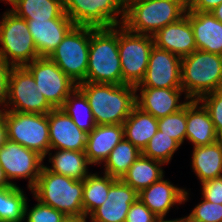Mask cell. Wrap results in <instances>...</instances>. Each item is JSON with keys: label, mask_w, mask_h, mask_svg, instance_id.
<instances>
[{"label": "cell", "mask_w": 222, "mask_h": 222, "mask_svg": "<svg viewBox=\"0 0 222 222\" xmlns=\"http://www.w3.org/2000/svg\"><path fill=\"white\" fill-rule=\"evenodd\" d=\"M43 161L44 157L38 152L19 143L7 140L0 148V165L10 183L17 186L14 179H28L27 188L30 191L39 178Z\"/></svg>", "instance_id": "cell-13"}, {"label": "cell", "mask_w": 222, "mask_h": 222, "mask_svg": "<svg viewBox=\"0 0 222 222\" xmlns=\"http://www.w3.org/2000/svg\"><path fill=\"white\" fill-rule=\"evenodd\" d=\"M10 66L0 58V108L4 110L7 100V87Z\"/></svg>", "instance_id": "cell-40"}, {"label": "cell", "mask_w": 222, "mask_h": 222, "mask_svg": "<svg viewBox=\"0 0 222 222\" xmlns=\"http://www.w3.org/2000/svg\"><path fill=\"white\" fill-rule=\"evenodd\" d=\"M181 57L153 46L143 80L135 87L182 88Z\"/></svg>", "instance_id": "cell-14"}, {"label": "cell", "mask_w": 222, "mask_h": 222, "mask_svg": "<svg viewBox=\"0 0 222 222\" xmlns=\"http://www.w3.org/2000/svg\"><path fill=\"white\" fill-rule=\"evenodd\" d=\"M198 101L208 111L217 136L222 140V88L201 96Z\"/></svg>", "instance_id": "cell-35"}, {"label": "cell", "mask_w": 222, "mask_h": 222, "mask_svg": "<svg viewBox=\"0 0 222 222\" xmlns=\"http://www.w3.org/2000/svg\"><path fill=\"white\" fill-rule=\"evenodd\" d=\"M31 73L23 67H11L8 76L4 110L20 113L48 114L54 108L41 92H37Z\"/></svg>", "instance_id": "cell-11"}, {"label": "cell", "mask_w": 222, "mask_h": 222, "mask_svg": "<svg viewBox=\"0 0 222 222\" xmlns=\"http://www.w3.org/2000/svg\"><path fill=\"white\" fill-rule=\"evenodd\" d=\"M124 138L123 125H96L87 134L85 154L91 165H101L113 148Z\"/></svg>", "instance_id": "cell-23"}, {"label": "cell", "mask_w": 222, "mask_h": 222, "mask_svg": "<svg viewBox=\"0 0 222 222\" xmlns=\"http://www.w3.org/2000/svg\"><path fill=\"white\" fill-rule=\"evenodd\" d=\"M138 199V192L117 179L109 189L106 201L90 215V222H125L131 205Z\"/></svg>", "instance_id": "cell-17"}, {"label": "cell", "mask_w": 222, "mask_h": 222, "mask_svg": "<svg viewBox=\"0 0 222 222\" xmlns=\"http://www.w3.org/2000/svg\"><path fill=\"white\" fill-rule=\"evenodd\" d=\"M77 87L85 94L96 125H122L135 101V86L81 82Z\"/></svg>", "instance_id": "cell-1"}, {"label": "cell", "mask_w": 222, "mask_h": 222, "mask_svg": "<svg viewBox=\"0 0 222 222\" xmlns=\"http://www.w3.org/2000/svg\"><path fill=\"white\" fill-rule=\"evenodd\" d=\"M192 170L200 184L222 176V140L213 144L193 147Z\"/></svg>", "instance_id": "cell-24"}, {"label": "cell", "mask_w": 222, "mask_h": 222, "mask_svg": "<svg viewBox=\"0 0 222 222\" xmlns=\"http://www.w3.org/2000/svg\"><path fill=\"white\" fill-rule=\"evenodd\" d=\"M158 217L137 199L130 207L125 222H154Z\"/></svg>", "instance_id": "cell-38"}, {"label": "cell", "mask_w": 222, "mask_h": 222, "mask_svg": "<svg viewBox=\"0 0 222 222\" xmlns=\"http://www.w3.org/2000/svg\"><path fill=\"white\" fill-rule=\"evenodd\" d=\"M202 200L195 205L189 216L196 222H222V204Z\"/></svg>", "instance_id": "cell-37"}, {"label": "cell", "mask_w": 222, "mask_h": 222, "mask_svg": "<svg viewBox=\"0 0 222 222\" xmlns=\"http://www.w3.org/2000/svg\"><path fill=\"white\" fill-rule=\"evenodd\" d=\"M186 140L193 147L205 146L219 140L208 111L198 100L186 104Z\"/></svg>", "instance_id": "cell-21"}, {"label": "cell", "mask_w": 222, "mask_h": 222, "mask_svg": "<svg viewBox=\"0 0 222 222\" xmlns=\"http://www.w3.org/2000/svg\"><path fill=\"white\" fill-rule=\"evenodd\" d=\"M142 154L131 142L123 138L110 152L103 163L104 173L112 178L122 179L130 166Z\"/></svg>", "instance_id": "cell-30"}, {"label": "cell", "mask_w": 222, "mask_h": 222, "mask_svg": "<svg viewBox=\"0 0 222 222\" xmlns=\"http://www.w3.org/2000/svg\"><path fill=\"white\" fill-rule=\"evenodd\" d=\"M154 222H171V220H165V218H158Z\"/></svg>", "instance_id": "cell-47"}, {"label": "cell", "mask_w": 222, "mask_h": 222, "mask_svg": "<svg viewBox=\"0 0 222 222\" xmlns=\"http://www.w3.org/2000/svg\"><path fill=\"white\" fill-rule=\"evenodd\" d=\"M164 165L161 161L141 154L121 180L139 193L165 176Z\"/></svg>", "instance_id": "cell-28"}, {"label": "cell", "mask_w": 222, "mask_h": 222, "mask_svg": "<svg viewBox=\"0 0 222 222\" xmlns=\"http://www.w3.org/2000/svg\"><path fill=\"white\" fill-rule=\"evenodd\" d=\"M61 109L85 133H90L96 127L88 100L78 87L66 98Z\"/></svg>", "instance_id": "cell-31"}, {"label": "cell", "mask_w": 222, "mask_h": 222, "mask_svg": "<svg viewBox=\"0 0 222 222\" xmlns=\"http://www.w3.org/2000/svg\"><path fill=\"white\" fill-rule=\"evenodd\" d=\"M26 21L40 57H49L74 26L70 18Z\"/></svg>", "instance_id": "cell-20"}, {"label": "cell", "mask_w": 222, "mask_h": 222, "mask_svg": "<svg viewBox=\"0 0 222 222\" xmlns=\"http://www.w3.org/2000/svg\"><path fill=\"white\" fill-rule=\"evenodd\" d=\"M37 204L29 208L28 201L25 206V222H62L65 215L57 209L43 204L37 200Z\"/></svg>", "instance_id": "cell-36"}, {"label": "cell", "mask_w": 222, "mask_h": 222, "mask_svg": "<svg viewBox=\"0 0 222 222\" xmlns=\"http://www.w3.org/2000/svg\"><path fill=\"white\" fill-rule=\"evenodd\" d=\"M181 87L184 100H198L201 96L222 88V55L195 50L181 59Z\"/></svg>", "instance_id": "cell-4"}, {"label": "cell", "mask_w": 222, "mask_h": 222, "mask_svg": "<svg viewBox=\"0 0 222 222\" xmlns=\"http://www.w3.org/2000/svg\"><path fill=\"white\" fill-rule=\"evenodd\" d=\"M48 152L49 163L51 166L44 167L57 174L64 175L76 180H84L90 173L88 166L91 164L88 162L85 151H71V150H56Z\"/></svg>", "instance_id": "cell-26"}, {"label": "cell", "mask_w": 222, "mask_h": 222, "mask_svg": "<svg viewBox=\"0 0 222 222\" xmlns=\"http://www.w3.org/2000/svg\"><path fill=\"white\" fill-rule=\"evenodd\" d=\"M7 127L5 122V110L0 109V148L7 141Z\"/></svg>", "instance_id": "cell-42"}, {"label": "cell", "mask_w": 222, "mask_h": 222, "mask_svg": "<svg viewBox=\"0 0 222 222\" xmlns=\"http://www.w3.org/2000/svg\"><path fill=\"white\" fill-rule=\"evenodd\" d=\"M153 39L156 47L167 50L181 58L197 50L189 21V10L180 20L158 30L153 35Z\"/></svg>", "instance_id": "cell-19"}, {"label": "cell", "mask_w": 222, "mask_h": 222, "mask_svg": "<svg viewBox=\"0 0 222 222\" xmlns=\"http://www.w3.org/2000/svg\"><path fill=\"white\" fill-rule=\"evenodd\" d=\"M24 67L33 76L37 92H41L54 109L61 108L77 88V84L48 57H39Z\"/></svg>", "instance_id": "cell-12"}, {"label": "cell", "mask_w": 222, "mask_h": 222, "mask_svg": "<svg viewBox=\"0 0 222 222\" xmlns=\"http://www.w3.org/2000/svg\"><path fill=\"white\" fill-rule=\"evenodd\" d=\"M189 11L211 12L222 0H187Z\"/></svg>", "instance_id": "cell-41"}, {"label": "cell", "mask_w": 222, "mask_h": 222, "mask_svg": "<svg viewBox=\"0 0 222 222\" xmlns=\"http://www.w3.org/2000/svg\"><path fill=\"white\" fill-rule=\"evenodd\" d=\"M31 193L35 199L57 209L65 216L84 213L83 180L50 172L43 166Z\"/></svg>", "instance_id": "cell-5"}, {"label": "cell", "mask_w": 222, "mask_h": 222, "mask_svg": "<svg viewBox=\"0 0 222 222\" xmlns=\"http://www.w3.org/2000/svg\"><path fill=\"white\" fill-rule=\"evenodd\" d=\"M122 125L124 128V138L141 152L158 131V119L136 105Z\"/></svg>", "instance_id": "cell-25"}, {"label": "cell", "mask_w": 222, "mask_h": 222, "mask_svg": "<svg viewBox=\"0 0 222 222\" xmlns=\"http://www.w3.org/2000/svg\"><path fill=\"white\" fill-rule=\"evenodd\" d=\"M7 139L38 152L44 160L50 152L48 114L5 110Z\"/></svg>", "instance_id": "cell-10"}, {"label": "cell", "mask_w": 222, "mask_h": 222, "mask_svg": "<svg viewBox=\"0 0 222 222\" xmlns=\"http://www.w3.org/2000/svg\"><path fill=\"white\" fill-rule=\"evenodd\" d=\"M90 27L74 25L48 57L76 84L86 79Z\"/></svg>", "instance_id": "cell-7"}, {"label": "cell", "mask_w": 222, "mask_h": 222, "mask_svg": "<svg viewBox=\"0 0 222 222\" xmlns=\"http://www.w3.org/2000/svg\"><path fill=\"white\" fill-rule=\"evenodd\" d=\"M117 179L108 174L91 173L83 180L82 204L84 214L90 215L96 208L101 206L107 199L110 186Z\"/></svg>", "instance_id": "cell-29"}, {"label": "cell", "mask_w": 222, "mask_h": 222, "mask_svg": "<svg viewBox=\"0 0 222 222\" xmlns=\"http://www.w3.org/2000/svg\"><path fill=\"white\" fill-rule=\"evenodd\" d=\"M201 187L203 199L222 204V176L201 183Z\"/></svg>", "instance_id": "cell-39"}, {"label": "cell", "mask_w": 222, "mask_h": 222, "mask_svg": "<svg viewBox=\"0 0 222 222\" xmlns=\"http://www.w3.org/2000/svg\"><path fill=\"white\" fill-rule=\"evenodd\" d=\"M135 92L136 106L156 119L178 112L189 101L182 102V88L135 87Z\"/></svg>", "instance_id": "cell-16"}, {"label": "cell", "mask_w": 222, "mask_h": 222, "mask_svg": "<svg viewBox=\"0 0 222 222\" xmlns=\"http://www.w3.org/2000/svg\"><path fill=\"white\" fill-rule=\"evenodd\" d=\"M50 151H85L87 133L82 131L61 108L48 113Z\"/></svg>", "instance_id": "cell-15"}, {"label": "cell", "mask_w": 222, "mask_h": 222, "mask_svg": "<svg viewBox=\"0 0 222 222\" xmlns=\"http://www.w3.org/2000/svg\"><path fill=\"white\" fill-rule=\"evenodd\" d=\"M158 130L182 145L186 140V105L178 112L158 119Z\"/></svg>", "instance_id": "cell-34"}, {"label": "cell", "mask_w": 222, "mask_h": 222, "mask_svg": "<svg viewBox=\"0 0 222 222\" xmlns=\"http://www.w3.org/2000/svg\"><path fill=\"white\" fill-rule=\"evenodd\" d=\"M62 3L74 25L111 28L124 22L125 0H62Z\"/></svg>", "instance_id": "cell-9"}, {"label": "cell", "mask_w": 222, "mask_h": 222, "mask_svg": "<svg viewBox=\"0 0 222 222\" xmlns=\"http://www.w3.org/2000/svg\"><path fill=\"white\" fill-rule=\"evenodd\" d=\"M87 218H89V216L84 213L80 215H69L65 216L62 222H88Z\"/></svg>", "instance_id": "cell-43"}, {"label": "cell", "mask_w": 222, "mask_h": 222, "mask_svg": "<svg viewBox=\"0 0 222 222\" xmlns=\"http://www.w3.org/2000/svg\"><path fill=\"white\" fill-rule=\"evenodd\" d=\"M9 10L25 20H50L69 18L64 11L62 0H8Z\"/></svg>", "instance_id": "cell-27"}, {"label": "cell", "mask_w": 222, "mask_h": 222, "mask_svg": "<svg viewBox=\"0 0 222 222\" xmlns=\"http://www.w3.org/2000/svg\"><path fill=\"white\" fill-rule=\"evenodd\" d=\"M9 186H13L12 183L8 180L6 177L5 172L3 171V168L0 165V188H6Z\"/></svg>", "instance_id": "cell-44"}, {"label": "cell", "mask_w": 222, "mask_h": 222, "mask_svg": "<svg viewBox=\"0 0 222 222\" xmlns=\"http://www.w3.org/2000/svg\"><path fill=\"white\" fill-rule=\"evenodd\" d=\"M171 222H196V221L193 220L189 215H187V216H184V217L171 219Z\"/></svg>", "instance_id": "cell-46"}, {"label": "cell", "mask_w": 222, "mask_h": 222, "mask_svg": "<svg viewBox=\"0 0 222 222\" xmlns=\"http://www.w3.org/2000/svg\"><path fill=\"white\" fill-rule=\"evenodd\" d=\"M6 10L0 20V58L10 67H23L40 56L27 21Z\"/></svg>", "instance_id": "cell-6"}, {"label": "cell", "mask_w": 222, "mask_h": 222, "mask_svg": "<svg viewBox=\"0 0 222 222\" xmlns=\"http://www.w3.org/2000/svg\"><path fill=\"white\" fill-rule=\"evenodd\" d=\"M27 201L18 185L0 188V222H24Z\"/></svg>", "instance_id": "cell-32"}, {"label": "cell", "mask_w": 222, "mask_h": 222, "mask_svg": "<svg viewBox=\"0 0 222 222\" xmlns=\"http://www.w3.org/2000/svg\"><path fill=\"white\" fill-rule=\"evenodd\" d=\"M83 82L123 84L118 50V25L111 28L90 27L88 69Z\"/></svg>", "instance_id": "cell-2"}, {"label": "cell", "mask_w": 222, "mask_h": 222, "mask_svg": "<svg viewBox=\"0 0 222 222\" xmlns=\"http://www.w3.org/2000/svg\"><path fill=\"white\" fill-rule=\"evenodd\" d=\"M189 196L186 188L174 186L164 176L138 193V199L158 218H166L171 207L187 202Z\"/></svg>", "instance_id": "cell-18"}, {"label": "cell", "mask_w": 222, "mask_h": 222, "mask_svg": "<svg viewBox=\"0 0 222 222\" xmlns=\"http://www.w3.org/2000/svg\"><path fill=\"white\" fill-rule=\"evenodd\" d=\"M181 145L172 137L167 136L160 130L148 141L146 147L142 151L145 157L161 161L169 164L174 153Z\"/></svg>", "instance_id": "cell-33"}, {"label": "cell", "mask_w": 222, "mask_h": 222, "mask_svg": "<svg viewBox=\"0 0 222 222\" xmlns=\"http://www.w3.org/2000/svg\"><path fill=\"white\" fill-rule=\"evenodd\" d=\"M188 10L187 0H125L123 26L138 34L154 35L180 20Z\"/></svg>", "instance_id": "cell-3"}, {"label": "cell", "mask_w": 222, "mask_h": 222, "mask_svg": "<svg viewBox=\"0 0 222 222\" xmlns=\"http://www.w3.org/2000/svg\"><path fill=\"white\" fill-rule=\"evenodd\" d=\"M154 46L152 35L138 34L118 25V50L123 84L137 86L143 80Z\"/></svg>", "instance_id": "cell-8"}, {"label": "cell", "mask_w": 222, "mask_h": 222, "mask_svg": "<svg viewBox=\"0 0 222 222\" xmlns=\"http://www.w3.org/2000/svg\"><path fill=\"white\" fill-rule=\"evenodd\" d=\"M197 50L222 55V22L210 12L189 11Z\"/></svg>", "instance_id": "cell-22"}, {"label": "cell", "mask_w": 222, "mask_h": 222, "mask_svg": "<svg viewBox=\"0 0 222 222\" xmlns=\"http://www.w3.org/2000/svg\"><path fill=\"white\" fill-rule=\"evenodd\" d=\"M217 20L222 22V3L210 12Z\"/></svg>", "instance_id": "cell-45"}]
</instances>
